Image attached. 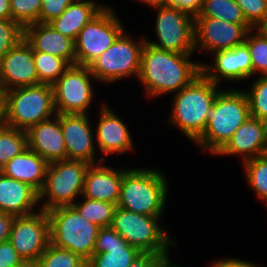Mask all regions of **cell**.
I'll use <instances>...</instances> for the list:
<instances>
[{
	"instance_id": "cell-39",
	"label": "cell",
	"mask_w": 267,
	"mask_h": 267,
	"mask_svg": "<svg viewBox=\"0 0 267 267\" xmlns=\"http://www.w3.org/2000/svg\"><path fill=\"white\" fill-rule=\"evenodd\" d=\"M0 267H29L9 241L0 243Z\"/></svg>"
},
{
	"instance_id": "cell-35",
	"label": "cell",
	"mask_w": 267,
	"mask_h": 267,
	"mask_svg": "<svg viewBox=\"0 0 267 267\" xmlns=\"http://www.w3.org/2000/svg\"><path fill=\"white\" fill-rule=\"evenodd\" d=\"M42 0H10L12 20L23 28L38 23Z\"/></svg>"
},
{
	"instance_id": "cell-10",
	"label": "cell",
	"mask_w": 267,
	"mask_h": 267,
	"mask_svg": "<svg viewBox=\"0 0 267 267\" xmlns=\"http://www.w3.org/2000/svg\"><path fill=\"white\" fill-rule=\"evenodd\" d=\"M119 17L109 5L105 6L79 32L75 43V64L88 66L107 50L124 32Z\"/></svg>"
},
{
	"instance_id": "cell-43",
	"label": "cell",
	"mask_w": 267,
	"mask_h": 267,
	"mask_svg": "<svg viewBox=\"0 0 267 267\" xmlns=\"http://www.w3.org/2000/svg\"><path fill=\"white\" fill-rule=\"evenodd\" d=\"M210 267H259V266L249 261L228 257L212 262Z\"/></svg>"
},
{
	"instance_id": "cell-12",
	"label": "cell",
	"mask_w": 267,
	"mask_h": 267,
	"mask_svg": "<svg viewBox=\"0 0 267 267\" xmlns=\"http://www.w3.org/2000/svg\"><path fill=\"white\" fill-rule=\"evenodd\" d=\"M92 79V80H91ZM96 80L88 66L71 65L52 85L57 114H88Z\"/></svg>"
},
{
	"instance_id": "cell-2",
	"label": "cell",
	"mask_w": 267,
	"mask_h": 267,
	"mask_svg": "<svg viewBox=\"0 0 267 267\" xmlns=\"http://www.w3.org/2000/svg\"><path fill=\"white\" fill-rule=\"evenodd\" d=\"M221 89L203 74L173 94L168 122L189 140L196 142L204 133L213 103Z\"/></svg>"
},
{
	"instance_id": "cell-23",
	"label": "cell",
	"mask_w": 267,
	"mask_h": 267,
	"mask_svg": "<svg viewBox=\"0 0 267 267\" xmlns=\"http://www.w3.org/2000/svg\"><path fill=\"white\" fill-rule=\"evenodd\" d=\"M24 38L33 51L49 53L75 64L74 40L56 31L49 23H33L24 27Z\"/></svg>"
},
{
	"instance_id": "cell-24",
	"label": "cell",
	"mask_w": 267,
	"mask_h": 267,
	"mask_svg": "<svg viewBox=\"0 0 267 267\" xmlns=\"http://www.w3.org/2000/svg\"><path fill=\"white\" fill-rule=\"evenodd\" d=\"M39 204L38 193L28 184L0 172V211L16 217L28 216Z\"/></svg>"
},
{
	"instance_id": "cell-36",
	"label": "cell",
	"mask_w": 267,
	"mask_h": 267,
	"mask_svg": "<svg viewBox=\"0 0 267 267\" xmlns=\"http://www.w3.org/2000/svg\"><path fill=\"white\" fill-rule=\"evenodd\" d=\"M23 38L24 28L18 22L0 19V61Z\"/></svg>"
},
{
	"instance_id": "cell-40",
	"label": "cell",
	"mask_w": 267,
	"mask_h": 267,
	"mask_svg": "<svg viewBox=\"0 0 267 267\" xmlns=\"http://www.w3.org/2000/svg\"><path fill=\"white\" fill-rule=\"evenodd\" d=\"M164 261L161 255L141 252L128 267H160Z\"/></svg>"
},
{
	"instance_id": "cell-41",
	"label": "cell",
	"mask_w": 267,
	"mask_h": 267,
	"mask_svg": "<svg viewBox=\"0 0 267 267\" xmlns=\"http://www.w3.org/2000/svg\"><path fill=\"white\" fill-rule=\"evenodd\" d=\"M203 5V0H168V6L184 10L193 16L197 15Z\"/></svg>"
},
{
	"instance_id": "cell-21",
	"label": "cell",
	"mask_w": 267,
	"mask_h": 267,
	"mask_svg": "<svg viewBox=\"0 0 267 267\" xmlns=\"http://www.w3.org/2000/svg\"><path fill=\"white\" fill-rule=\"evenodd\" d=\"M28 148L48 163L67 159L63 131L58 114L30 127L27 131Z\"/></svg>"
},
{
	"instance_id": "cell-38",
	"label": "cell",
	"mask_w": 267,
	"mask_h": 267,
	"mask_svg": "<svg viewBox=\"0 0 267 267\" xmlns=\"http://www.w3.org/2000/svg\"><path fill=\"white\" fill-rule=\"evenodd\" d=\"M74 0H42L38 23H49L59 17Z\"/></svg>"
},
{
	"instance_id": "cell-6",
	"label": "cell",
	"mask_w": 267,
	"mask_h": 267,
	"mask_svg": "<svg viewBox=\"0 0 267 267\" xmlns=\"http://www.w3.org/2000/svg\"><path fill=\"white\" fill-rule=\"evenodd\" d=\"M6 125L27 131L55 116L53 88L48 84L5 91Z\"/></svg>"
},
{
	"instance_id": "cell-8",
	"label": "cell",
	"mask_w": 267,
	"mask_h": 267,
	"mask_svg": "<svg viewBox=\"0 0 267 267\" xmlns=\"http://www.w3.org/2000/svg\"><path fill=\"white\" fill-rule=\"evenodd\" d=\"M90 164L80 160L65 159L48 164L45 182L38 193L40 210L73 205L83 194L85 175Z\"/></svg>"
},
{
	"instance_id": "cell-22",
	"label": "cell",
	"mask_w": 267,
	"mask_h": 267,
	"mask_svg": "<svg viewBox=\"0 0 267 267\" xmlns=\"http://www.w3.org/2000/svg\"><path fill=\"white\" fill-rule=\"evenodd\" d=\"M105 157L99 163L90 164L84 182L82 196L85 198L110 202L117 205L123 180V169H114L103 165Z\"/></svg>"
},
{
	"instance_id": "cell-45",
	"label": "cell",
	"mask_w": 267,
	"mask_h": 267,
	"mask_svg": "<svg viewBox=\"0 0 267 267\" xmlns=\"http://www.w3.org/2000/svg\"><path fill=\"white\" fill-rule=\"evenodd\" d=\"M6 125L5 92L0 89V128Z\"/></svg>"
},
{
	"instance_id": "cell-44",
	"label": "cell",
	"mask_w": 267,
	"mask_h": 267,
	"mask_svg": "<svg viewBox=\"0 0 267 267\" xmlns=\"http://www.w3.org/2000/svg\"><path fill=\"white\" fill-rule=\"evenodd\" d=\"M0 19H12L10 0H0Z\"/></svg>"
},
{
	"instance_id": "cell-14",
	"label": "cell",
	"mask_w": 267,
	"mask_h": 267,
	"mask_svg": "<svg viewBox=\"0 0 267 267\" xmlns=\"http://www.w3.org/2000/svg\"><path fill=\"white\" fill-rule=\"evenodd\" d=\"M250 24H235L212 17H194L195 51L209 54L232 49L245 42Z\"/></svg>"
},
{
	"instance_id": "cell-32",
	"label": "cell",
	"mask_w": 267,
	"mask_h": 267,
	"mask_svg": "<svg viewBox=\"0 0 267 267\" xmlns=\"http://www.w3.org/2000/svg\"><path fill=\"white\" fill-rule=\"evenodd\" d=\"M254 33V34H253ZM250 52L253 76H267V32L263 28H253L244 42Z\"/></svg>"
},
{
	"instance_id": "cell-42",
	"label": "cell",
	"mask_w": 267,
	"mask_h": 267,
	"mask_svg": "<svg viewBox=\"0 0 267 267\" xmlns=\"http://www.w3.org/2000/svg\"><path fill=\"white\" fill-rule=\"evenodd\" d=\"M14 215L0 211V243L9 241Z\"/></svg>"
},
{
	"instance_id": "cell-28",
	"label": "cell",
	"mask_w": 267,
	"mask_h": 267,
	"mask_svg": "<svg viewBox=\"0 0 267 267\" xmlns=\"http://www.w3.org/2000/svg\"><path fill=\"white\" fill-rule=\"evenodd\" d=\"M194 17H212L235 24H249L235 0H203L200 12Z\"/></svg>"
},
{
	"instance_id": "cell-3",
	"label": "cell",
	"mask_w": 267,
	"mask_h": 267,
	"mask_svg": "<svg viewBox=\"0 0 267 267\" xmlns=\"http://www.w3.org/2000/svg\"><path fill=\"white\" fill-rule=\"evenodd\" d=\"M250 116L244 90H221L213 103L204 133L194 144L216 155Z\"/></svg>"
},
{
	"instance_id": "cell-4",
	"label": "cell",
	"mask_w": 267,
	"mask_h": 267,
	"mask_svg": "<svg viewBox=\"0 0 267 267\" xmlns=\"http://www.w3.org/2000/svg\"><path fill=\"white\" fill-rule=\"evenodd\" d=\"M168 183L165 175L157 169L124 168L117 207L138 214L162 216Z\"/></svg>"
},
{
	"instance_id": "cell-34",
	"label": "cell",
	"mask_w": 267,
	"mask_h": 267,
	"mask_svg": "<svg viewBox=\"0 0 267 267\" xmlns=\"http://www.w3.org/2000/svg\"><path fill=\"white\" fill-rule=\"evenodd\" d=\"M246 93L250 115L267 121V76H259Z\"/></svg>"
},
{
	"instance_id": "cell-17",
	"label": "cell",
	"mask_w": 267,
	"mask_h": 267,
	"mask_svg": "<svg viewBox=\"0 0 267 267\" xmlns=\"http://www.w3.org/2000/svg\"><path fill=\"white\" fill-rule=\"evenodd\" d=\"M63 131L67 159L96 164L95 134L88 114H58Z\"/></svg>"
},
{
	"instance_id": "cell-27",
	"label": "cell",
	"mask_w": 267,
	"mask_h": 267,
	"mask_svg": "<svg viewBox=\"0 0 267 267\" xmlns=\"http://www.w3.org/2000/svg\"><path fill=\"white\" fill-rule=\"evenodd\" d=\"M81 197L83 200L80 202L77 200L72 205L79 214L87 221L98 225L100 228L111 227L117 205L80 196V198Z\"/></svg>"
},
{
	"instance_id": "cell-46",
	"label": "cell",
	"mask_w": 267,
	"mask_h": 267,
	"mask_svg": "<svg viewBox=\"0 0 267 267\" xmlns=\"http://www.w3.org/2000/svg\"><path fill=\"white\" fill-rule=\"evenodd\" d=\"M139 2L146 5L148 4V6L152 8L168 6V0H139Z\"/></svg>"
},
{
	"instance_id": "cell-29",
	"label": "cell",
	"mask_w": 267,
	"mask_h": 267,
	"mask_svg": "<svg viewBox=\"0 0 267 267\" xmlns=\"http://www.w3.org/2000/svg\"><path fill=\"white\" fill-rule=\"evenodd\" d=\"M33 59L39 84L53 85L71 66L65 59L40 51H33Z\"/></svg>"
},
{
	"instance_id": "cell-47",
	"label": "cell",
	"mask_w": 267,
	"mask_h": 267,
	"mask_svg": "<svg viewBox=\"0 0 267 267\" xmlns=\"http://www.w3.org/2000/svg\"><path fill=\"white\" fill-rule=\"evenodd\" d=\"M171 259L165 260L160 267H181L180 265H174Z\"/></svg>"
},
{
	"instance_id": "cell-5",
	"label": "cell",
	"mask_w": 267,
	"mask_h": 267,
	"mask_svg": "<svg viewBox=\"0 0 267 267\" xmlns=\"http://www.w3.org/2000/svg\"><path fill=\"white\" fill-rule=\"evenodd\" d=\"M50 224V243L67 249L88 262L100 227L87 221L72 206H60L46 211Z\"/></svg>"
},
{
	"instance_id": "cell-7",
	"label": "cell",
	"mask_w": 267,
	"mask_h": 267,
	"mask_svg": "<svg viewBox=\"0 0 267 267\" xmlns=\"http://www.w3.org/2000/svg\"><path fill=\"white\" fill-rule=\"evenodd\" d=\"M162 216H148L116 207L111 227L121 235L129 245L141 252L161 255L170 259L169 247L176 241L159 223Z\"/></svg>"
},
{
	"instance_id": "cell-11",
	"label": "cell",
	"mask_w": 267,
	"mask_h": 267,
	"mask_svg": "<svg viewBox=\"0 0 267 267\" xmlns=\"http://www.w3.org/2000/svg\"><path fill=\"white\" fill-rule=\"evenodd\" d=\"M155 31L157 42L146 43L165 51L194 54V16L174 6L156 7Z\"/></svg>"
},
{
	"instance_id": "cell-9",
	"label": "cell",
	"mask_w": 267,
	"mask_h": 267,
	"mask_svg": "<svg viewBox=\"0 0 267 267\" xmlns=\"http://www.w3.org/2000/svg\"><path fill=\"white\" fill-rule=\"evenodd\" d=\"M140 39L136 42L125 30L107 50L95 58L88 67L96 81L114 83L125 77L138 78L146 38Z\"/></svg>"
},
{
	"instance_id": "cell-13",
	"label": "cell",
	"mask_w": 267,
	"mask_h": 267,
	"mask_svg": "<svg viewBox=\"0 0 267 267\" xmlns=\"http://www.w3.org/2000/svg\"><path fill=\"white\" fill-rule=\"evenodd\" d=\"M9 242L24 262L33 267L50 244V224L46 211L15 217Z\"/></svg>"
},
{
	"instance_id": "cell-1",
	"label": "cell",
	"mask_w": 267,
	"mask_h": 267,
	"mask_svg": "<svg viewBox=\"0 0 267 267\" xmlns=\"http://www.w3.org/2000/svg\"><path fill=\"white\" fill-rule=\"evenodd\" d=\"M192 54L174 53L145 42L138 80L149 98L173 94L191 84L202 74L201 62L192 61Z\"/></svg>"
},
{
	"instance_id": "cell-19",
	"label": "cell",
	"mask_w": 267,
	"mask_h": 267,
	"mask_svg": "<svg viewBox=\"0 0 267 267\" xmlns=\"http://www.w3.org/2000/svg\"><path fill=\"white\" fill-rule=\"evenodd\" d=\"M267 154V121L250 116L215 156L242 157V161Z\"/></svg>"
},
{
	"instance_id": "cell-26",
	"label": "cell",
	"mask_w": 267,
	"mask_h": 267,
	"mask_svg": "<svg viewBox=\"0 0 267 267\" xmlns=\"http://www.w3.org/2000/svg\"><path fill=\"white\" fill-rule=\"evenodd\" d=\"M105 5L93 0H74L65 11L49 22L61 34L76 40L82 28L95 17Z\"/></svg>"
},
{
	"instance_id": "cell-33",
	"label": "cell",
	"mask_w": 267,
	"mask_h": 267,
	"mask_svg": "<svg viewBox=\"0 0 267 267\" xmlns=\"http://www.w3.org/2000/svg\"><path fill=\"white\" fill-rule=\"evenodd\" d=\"M33 267H87V262L72 251L50 243Z\"/></svg>"
},
{
	"instance_id": "cell-18",
	"label": "cell",
	"mask_w": 267,
	"mask_h": 267,
	"mask_svg": "<svg viewBox=\"0 0 267 267\" xmlns=\"http://www.w3.org/2000/svg\"><path fill=\"white\" fill-rule=\"evenodd\" d=\"M140 253L112 227H103L98 231L87 267H128Z\"/></svg>"
},
{
	"instance_id": "cell-30",
	"label": "cell",
	"mask_w": 267,
	"mask_h": 267,
	"mask_svg": "<svg viewBox=\"0 0 267 267\" xmlns=\"http://www.w3.org/2000/svg\"><path fill=\"white\" fill-rule=\"evenodd\" d=\"M242 163L247 184L258 198L266 202L267 205V154Z\"/></svg>"
},
{
	"instance_id": "cell-20",
	"label": "cell",
	"mask_w": 267,
	"mask_h": 267,
	"mask_svg": "<svg viewBox=\"0 0 267 267\" xmlns=\"http://www.w3.org/2000/svg\"><path fill=\"white\" fill-rule=\"evenodd\" d=\"M99 118L95 131V143L102 155L121 154L134 150L132 136L127 125L105 103L99 110Z\"/></svg>"
},
{
	"instance_id": "cell-48",
	"label": "cell",
	"mask_w": 267,
	"mask_h": 267,
	"mask_svg": "<svg viewBox=\"0 0 267 267\" xmlns=\"http://www.w3.org/2000/svg\"><path fill=\"white\" fill-rule=\"evenodd\" d=\"M262 28L267 32V23Z\"/></svg>"
},
{
	"instance_id": "cell-15",
	"label": "cell",
	"mask_w": 267,
	"mask_h": 267,
	"mask_svg": "<svg viewBox=\"0 0 267 267\" xmlns=\"http://www.w3.org/2000/svg\"><path fill=\"white\" fill-rule=\"evenodd\" d=\"M39 84L31 45L21 39L0 61V89L4 92L18 87Z\"/></svg>"
},
{
	"instance_id": "cell-16",
	"label": "cell",
	"mask_w": 267,
	"mask_h": 267,
	"mask_svg": "<svg viewBox=\"0 0 267 267\" xmlns=\"http://www.w3.org/2000/svg\"><path fill=\"white\" fill-rule=\"evenodd\" d=\"M212 64H201L202 74L215 84L220 81H244L253 77L252 59L245 43L232 49L212 53Z\"/></svg>"
},
{
	"instance_id": "cell-25",
	"label": "cell",
	"mask_w": 267,
	"mask_h": 267,
	"mask_svg": "<svg viewBox=\"0 0 267 267\" xmlns=\"http://www.w3.org/2000/svg\"><path fill=\"white\" fill-rule=\"evenodd\" d=\"M48 162L37 153L26 148L14 156L0 172L12 179L24 182L39 193L44 185Z\"/></svg>"
},
{
	"instance_id": "cell-37",
	"label": "cell",
	"mask_w": 267,
	"mask_h": 267,
	"mask_svg": "<svg viewBox=\"0 0 267 267\" xmlns=\"http://www.w3.org/2000/svg\"><path fill=\"white\" fill-rule=\"evenodd\" d=\"M245 20L253 28H262L267 23V0H235Z\"/></svg>"
},
{
	"instance_id": "cell-31",
	"label": "cell",
	"mask_w": 267,
	"mask_h": 267,
	"mask_svg": "<svg viewBox=\"0 0 267 267\" xmlns=\"http://www.w3.org/2000/svg\"><path fill=\"white\" fill-rule=\"evenodd\" d=\"M28 148L27 134L10 126L0 128V169L14 156Z\"/></svg>"
}]
</instances>
